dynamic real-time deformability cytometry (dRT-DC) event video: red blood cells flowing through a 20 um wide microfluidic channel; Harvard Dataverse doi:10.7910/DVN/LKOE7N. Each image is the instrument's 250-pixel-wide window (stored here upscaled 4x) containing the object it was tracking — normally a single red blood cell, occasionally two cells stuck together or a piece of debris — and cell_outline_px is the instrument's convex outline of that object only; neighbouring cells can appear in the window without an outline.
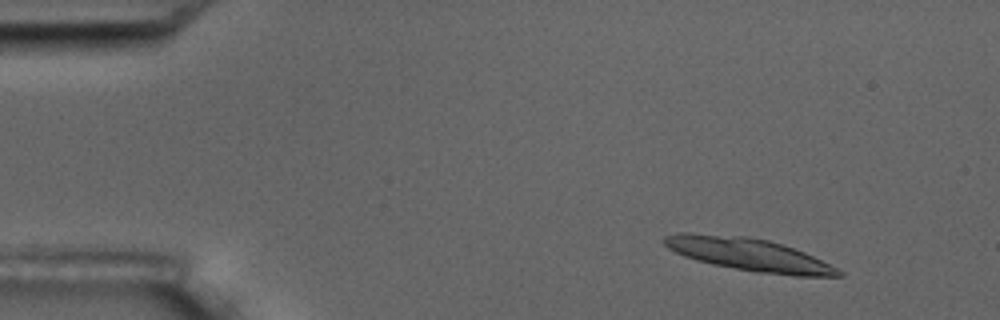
{"species": "common noctule bat (a hibernating species)", "species_latin": "Nyctalus noctula", "temperature_condition": "room temperature", "stored_images_in_passage": 4, "camera_frame_rate_fps": 3000, "um_per_image_px": 0.085, "animal": {"sex": "male", "body_mass_g": 17.5, "forearm_length_mm": 52.3}, "frame": {"image": 1, "passage_image": 2, "time_ms": 2.0, "image_size_px": [1000, 320], "cell_outline_px": [[844, 276], [796, 276], [756, 272], [712, 264], [696, 260], [684, 256], [668, 248], [660, 240], [664, 236], [680, 232], [692, 232], [748, 236], [768, 240], [804, 252], [844, 272]], "centroid_in_image_um": [63.58, 21.62], "position_along_channel_um": 21.4, "area_um2": 33.18}}